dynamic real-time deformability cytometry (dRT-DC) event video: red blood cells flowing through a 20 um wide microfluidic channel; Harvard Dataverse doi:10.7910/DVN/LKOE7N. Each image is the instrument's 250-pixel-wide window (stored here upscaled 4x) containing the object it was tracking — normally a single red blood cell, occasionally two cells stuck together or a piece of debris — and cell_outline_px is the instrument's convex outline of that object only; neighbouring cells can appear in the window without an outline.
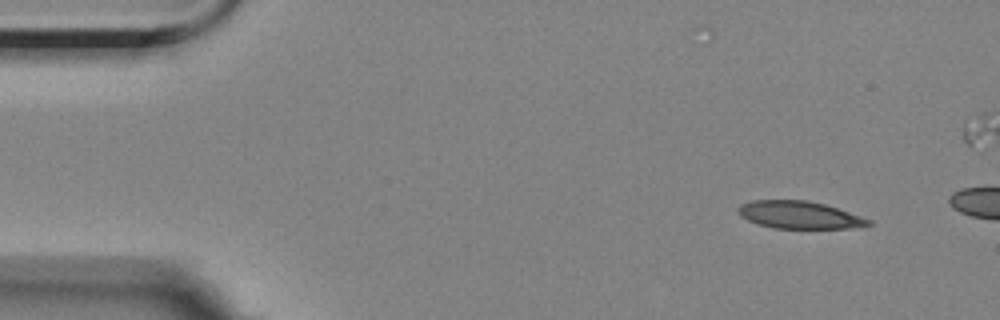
{"species": "Egyptian fruit bat (a non-hibernating species)", "species_latin": "Rousettus aegyptiacus", "temperature_condition": "room temperature", "stored_images_in_passage": 9, "camera_frame_rate_fps": 3000, "um_per_image_px": 0.085, "animal": {"sex": "female"}, "frame": {"image": 1, "passage_image": 1, "time_ms": 0.0, "image_size_px": [1000, 320], "cell_outline_px": [[872, 224], [848, 228], [772, 228], [748, 220], [740, 216], [736, 212], [736, 208], [740, 204], [752, 200], [808, 200], [824, 204], [872, 220]], "centroid_in_image_um": [67.88, 18.26], "position_along_channel_um": 17.1, "area_um2": 20.75}}